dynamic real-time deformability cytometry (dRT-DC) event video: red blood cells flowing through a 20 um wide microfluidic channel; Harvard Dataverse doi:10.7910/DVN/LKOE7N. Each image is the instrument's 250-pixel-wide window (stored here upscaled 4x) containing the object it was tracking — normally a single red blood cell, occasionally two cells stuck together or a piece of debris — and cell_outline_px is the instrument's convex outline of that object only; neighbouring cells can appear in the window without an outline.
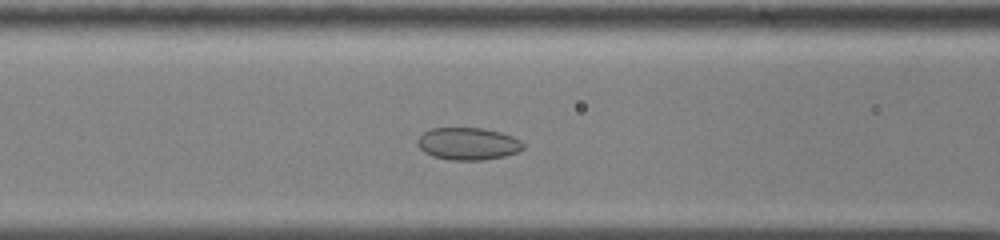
{"species": "common noctule bat (a hibernating species)", "species_latin": "Nyctalus noctula", "temperature_condition": "cold", "stored_images_in_passage": 39, "camera_frame_rate_fps": 3000, "um_per_image_px": 0.085, "animal": {"sex": "male", "body_mass_g": 13.0, "forearm_length_mm": 53.1}, "frame": {"image": 1, "passage_image": 6, "time_ms": 1.667, "image_size_px": [1000, 240], "cell_outline_px": [[524, 148], [516, 152], [504, 156], [484, 160], [452, 160], [432, 156], [424, 152], [420, 148], [416, 140], [424, 132], [432, 128], [484, 128], [500, 132], [512, 136], [520, 140], [524, 144]], "centroid_in_image_um": [39.78, 12.22], "position_along_channel_um": 126.8, "area_um2": 19.88}}
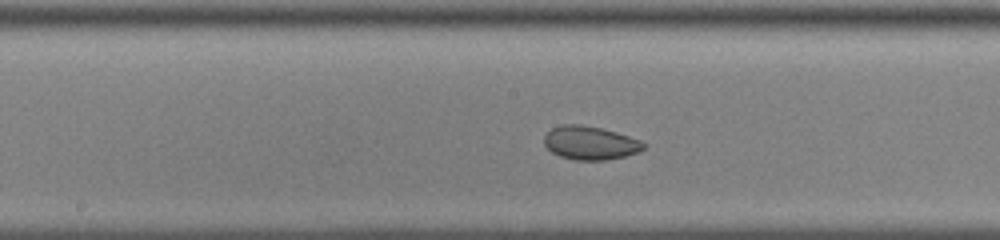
{"frame": {"image": 2, "passage_image": 12, "time_ms": 3.667, "image_size_px": [1000, 240], "cell_outline_px": [[648, 144], [640, 152], [624, 156], [604, 160], [576, 160], [560, 156], [552, 152], [544, 144], [544, 136], [552, 128], [560, 124], [580, 124], [600, 128], [616, 132], [640, 140]], "centroid_in_image_um": [50.17, 12.14], "position_along_channel_um": 198.0, "area_um2": 19.42}}
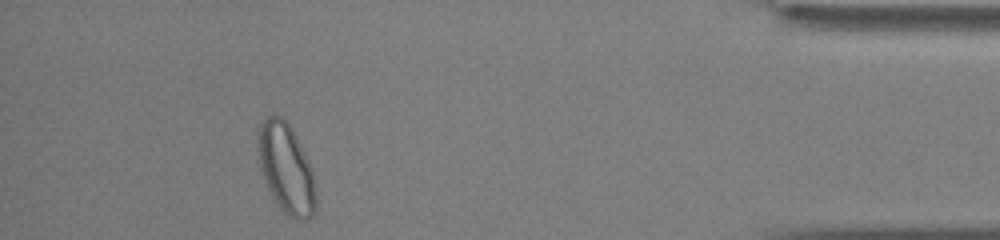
{"frame": {"image": 3, "passage_image": 34, "time_ms": 11.0, "image_size_px": [1000, 240], "cell_outline_px": [[316, 208], [312, 216], [304, 220], [296, 220], [288, 216], [280, 208], [272, 196], [268, 188], [260, 168], [256, 148], [256, 132], [260, 124], [272, 112], [276, 112], [292, 128], [312, 168], [316, 192]], "centroid_in_image_um": [24.3, 14.28], "position_along_channel_um": 410.9, "area_um2": 30.75}, "authors_computed_cell_mechanics": {"area_um2": 20.5768, "velocity_mm_per_s": 3.5637, "shape_relaxation_time_tau1_ms": null, "shape_relaxation_time_tau2_ms": 2.5312, "deformation_change_tau1": null, "deformation_change_tau2": 0.0603}}